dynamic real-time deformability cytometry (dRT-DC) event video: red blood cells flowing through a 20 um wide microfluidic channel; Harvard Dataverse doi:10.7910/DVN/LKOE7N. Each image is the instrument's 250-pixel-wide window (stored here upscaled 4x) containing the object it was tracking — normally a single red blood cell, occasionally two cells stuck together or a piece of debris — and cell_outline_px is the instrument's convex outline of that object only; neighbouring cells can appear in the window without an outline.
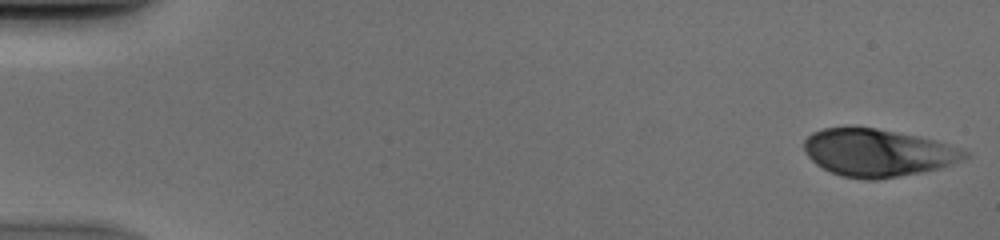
{"species": "human", "species_latin": "Homo sapiens", "temperature_condition": "cold", "stored_images_in_passage": 50, "camera_frame_rate_fps": 3000, "um_per_image_px": 0.085, "donor": {"sex": "male"}, "frame": {"image": 1, "passage_image": 1, "time_ms": 0.0, "image_size_px": [1000, 240], "cell_outline_px": [[972, 156], [964, 160], [940, 168], [920, 172], [876, 180], [864, 180], [840, 176], [816, 164], [804, 152], [804, 140], [812, 132], [824, 128], [876, 128], [916, 136], [932, 140], [960, 148], [968, 152]], "centroid_in_image_um": [74.61, 13.0], "position_along_channel_um": 10.4, "area_um2": 44.16}}
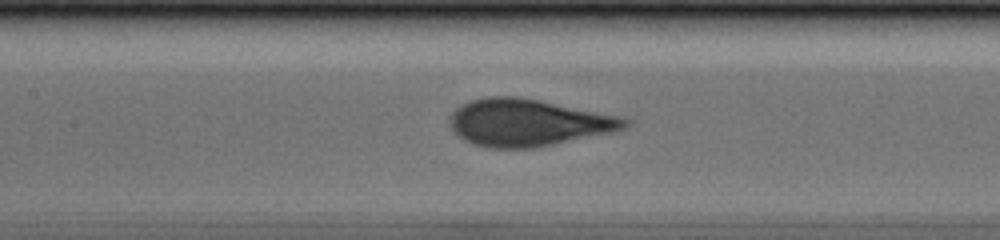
{"frame": {"image": 2, "passage_image": 24, "time_ms": 7.667, "image_size_px": [1000, 240], "cell_outline_px": [[632, 124], [624, 128], [612, 132], [532, 148], [488, 148], [472, 144], [464, 140], [452, 132], [452, 112], [456, 108], [472, 100], [488, 96], [516, 96], [540, 100], [616, 116], [632, 120]], "centroid_in_image_um": [44.86, 10.42], "position_along_channel_um": 162.5, "area_um2": 47.51}}
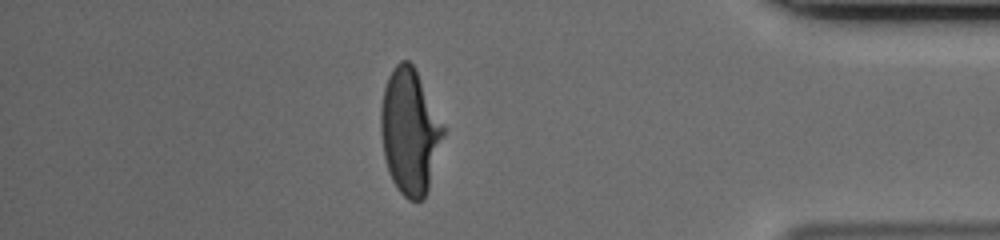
{"frame": {"image": 3, "passage_image": 44, "time_ms": 14.333, "image_size_px": [1000, 240], "cell_outline_px": [[444, 132], [428, 188], [424, 200], [408, 200], [396, 188], [388, 172], [384, 156], [380, 132], [380, 108], [384, 88], [388, 76], [392, 68], [400, 60], [408, 60], [416, 68], [444, 128]], "centroid_in_image_um": [34.79, 11.16], "position_along_channel_um": 400.4, "area_um2": 45.37}}